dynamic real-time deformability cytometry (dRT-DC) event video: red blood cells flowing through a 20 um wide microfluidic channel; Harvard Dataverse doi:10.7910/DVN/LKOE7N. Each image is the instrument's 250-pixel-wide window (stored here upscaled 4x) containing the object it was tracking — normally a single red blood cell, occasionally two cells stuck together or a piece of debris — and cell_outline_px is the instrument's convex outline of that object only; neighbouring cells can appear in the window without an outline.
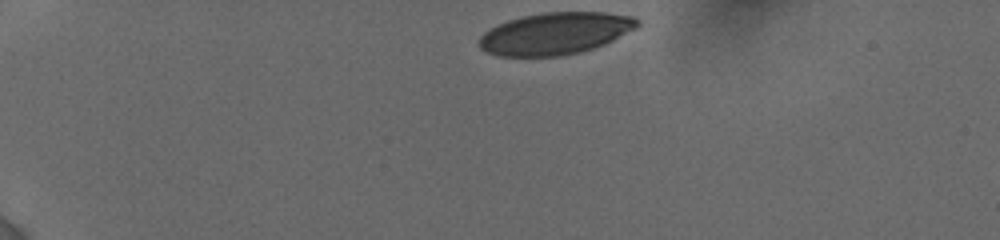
{"species": "human", "species_latin": "Homo sapiens", "temperature_condition": "cold", "stored_images_in_passage": 30, "camera_frame_rate_fps": 3000, "um_per_image_px": 0.085, "donor": {"sex": "female"}, "frame": {"image": 1, "passage_image": 1, "time_ms": 0.0, "image_size_px": [1000, 240], "cell_outline_px": [[640, 24], [636, 28], [604, 44], [580, 52], [560, 56], [496, 56], [484, 52], [476, 44], [480, 36], [488, 28], [496, 24], [508, 20], [540, 12], [604, 12], [632, 16], [640, 20]], "centroid_in_image_um": [47.13, 2.84], "position_along_channel_um": 37.9, "area_um2": 39.02}}
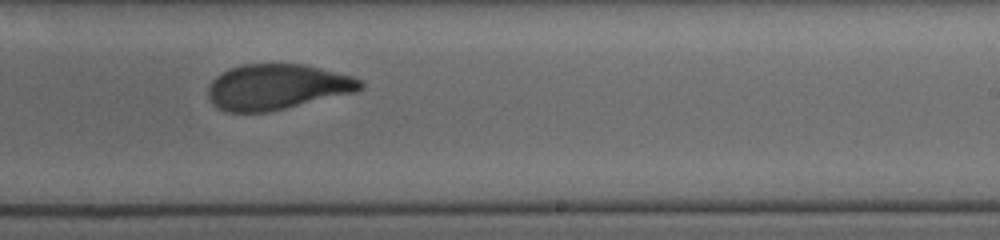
{"frame": {"image": 2, "passage_image": 18, "time_ms": 8.0, "image_size_px": [1000, 240], "cell_outline_px": [[364, 88], [356, 92], [268, 112], [228, 112], [212, 104], [208, 96], [208, 88], [212, 80], [216, 76], [232, 68], [244, 64], [304, 64], [352, 76], [364, 80]], "centroid_in_image_um": [23.58, 7.39], "position_along_channel_um": 265.4, "area_um2": 40.29}}
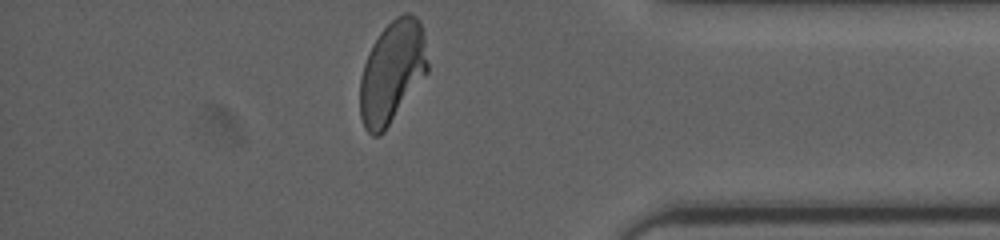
{"frame": {"image": 3, "passage_image": 30, "time_ms": 12.0, "image_size_px": [1000, 240], "cell_outline_px": [[428, 72], [384, 132], [380, 136], [372, 136], [364, 128], [360, 116], [360, 76], [368, 52], [372, 44], [380, 32], [396, 16], [404, 12], [408, 12], [416, 16], [420, 20], [424, 36], [428, 64]], "centroid_in_image_um": [33.32, 6.12], "position_along_channel_um": 401.9, "area_um2": 40.52}, "authors_computed_cell_mechanics": {"area_um2": 41.2981, "velocity_mm_per_s": 3.8191, "shape_relaxation_time_tau1_ms": 7.5733, "shape_relaxation_time_tau2_ms": 0.9371, "deformation_change_tau1": 0.2088, "deformation_change_tau2": 0.0653}}